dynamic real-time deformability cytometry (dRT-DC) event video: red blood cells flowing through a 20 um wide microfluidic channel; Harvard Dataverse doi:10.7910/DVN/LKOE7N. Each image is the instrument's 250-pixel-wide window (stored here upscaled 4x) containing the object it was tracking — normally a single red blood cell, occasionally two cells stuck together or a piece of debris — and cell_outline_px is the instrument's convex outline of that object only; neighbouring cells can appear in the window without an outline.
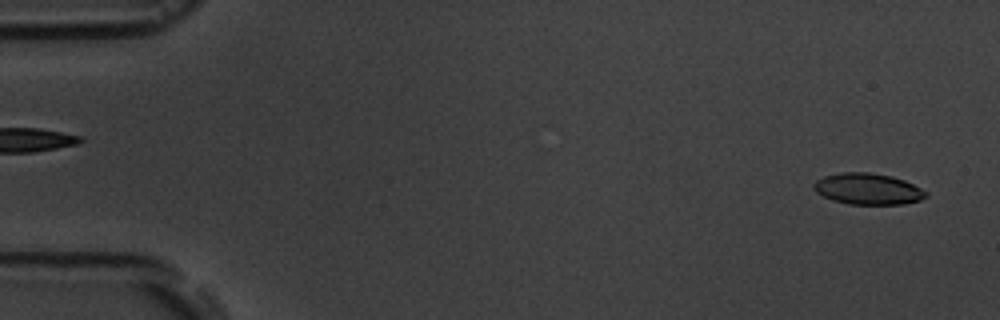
{"species": "common noctule bat (a hibernating species)", "species_latin": "Nyctalus noctula", "temperature_condition": "room temperature", "stored_images_in_passage": 2, "camera_frame_rate_fps": 3000, "um_per_image_px": 0.085, "animal": {"sex": "male", "body_mass_g": 19.5, "forearm_length_mm": 54.6}, "frame": {"image": 1, "passage_image": 2, "time_ms": 1.0, "image_size_px": [1000, 320], "cell_outline_px": [[928, 196], [920, 200], [904, 204], [848, 204], [832, 200], [816, 192], [812, 188], [812, 184], [816, 180], [824, 176], [840, 172], [868, 172], [892, 176], [904, 180], [928, 192]], "centroid_in_image_um": [73.75, 16.05], "position_along_channel_um": 11.2, "area_um2": 20.52}}